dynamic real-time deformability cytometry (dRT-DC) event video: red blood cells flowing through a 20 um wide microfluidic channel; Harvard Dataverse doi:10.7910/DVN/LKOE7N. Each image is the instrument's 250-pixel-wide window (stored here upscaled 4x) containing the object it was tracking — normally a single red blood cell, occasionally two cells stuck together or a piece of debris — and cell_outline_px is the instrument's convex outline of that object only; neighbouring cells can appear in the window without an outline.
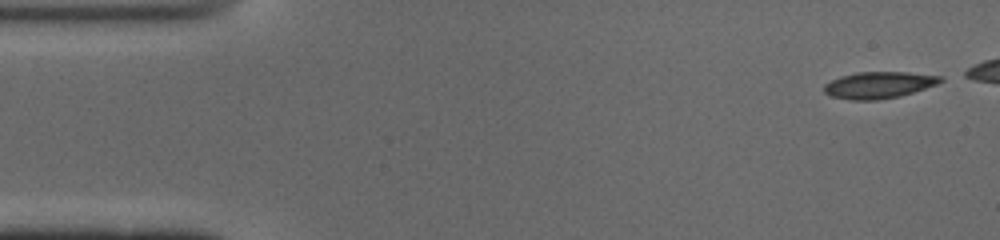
{"species": "common noctule bat (a hibernating species)", "species_latin": "Nyctalus noctula", "temperature_condition": "cold", "stored_images_in_passage": 43, "camera_frame_rate_fps": 3000, "um_per_image_px": 0.085, "animal": {"sex": "male", "body_mass_g": 19.0, "forearm_length_mm": 50.8}, "frame": {"image": 1, "passage_image": 1, "time_ms": 0.0, "image_size_px": [1000, 240], "cell_outline_px": [[944, 80], [936, 84], [900, 96], [876, 100], [852, 100], [832, 96], [824, 92], [824, 84], [840, 76], [856, 72], [908, 72], [944, 76]], "centroid_in_image_um": [74.7, 7.21], "position_along_channel_um": 10.3, "area_um2": 17.98}}
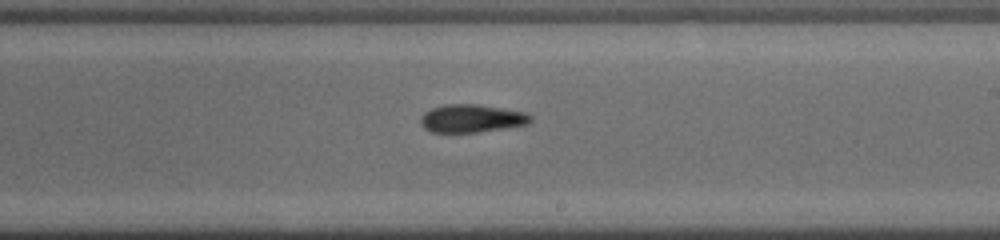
{"frame": {"image": 2, "passage_image": 28, "time_ms": 9.0, "image_size_px": [1000, 240], "cell_outline_px": [[532, 120], [528, 124], [480, 132], [432, 132], [424, 128], [420, 124], [420, 116], [424, 112], [432, 108], [444, 104], [476, 104], [528, 112], [532, 116]], "centroid_in_image_um": [40.09, 10.06], "position_along_channel_um": 248.9, "area_um2": 18.09}}
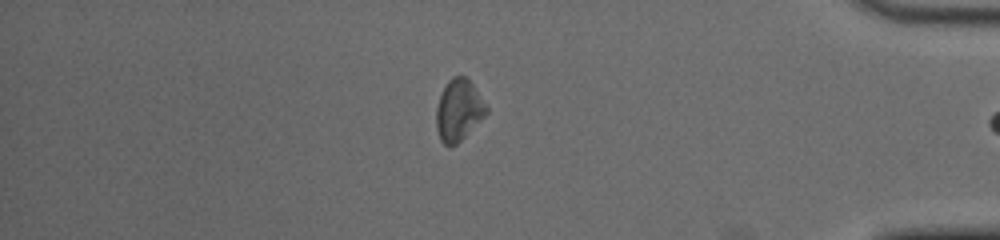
{"frame": {"image": 3, "passage_image": 42, "time_ms": 13.667, "image_size_px": [1000, 240], "cell_outline_px": [[488, 112], [456, 144], [448, 148], [440, 140], [436, 128], [436, 108], [440, 96], [448, 80], [452, 76], [464, 76], [472, 84], [488, 108]], "centroid_in_image_um": [38.95, 9.38], "position_along_channel_um": 396.2, "area_um2": 17.63}}